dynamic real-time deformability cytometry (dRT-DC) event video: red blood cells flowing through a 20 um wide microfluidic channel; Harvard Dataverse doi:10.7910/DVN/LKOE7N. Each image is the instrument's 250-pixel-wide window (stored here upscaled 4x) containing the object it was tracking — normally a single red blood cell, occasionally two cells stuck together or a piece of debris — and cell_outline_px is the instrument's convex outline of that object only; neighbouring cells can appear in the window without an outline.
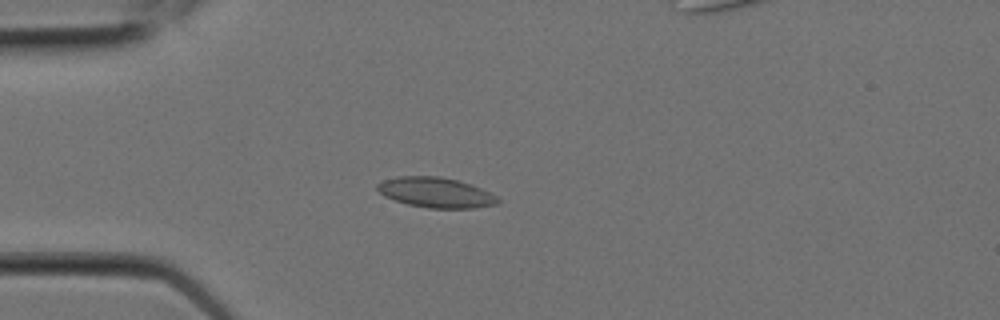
{"species": "Egyptian fruit bat (a non-hibernating species)", "species_latin": "Rousettus aegyptiacus", "temperature_condition": "room temperature", "stored_images_in_passage": 7, "camera_frame_rate_fps": 3000, "um_per_image_px": 0.085, "animal": {"sex": "female"}, "frame": {"image": 1, "passage_image": 4, "time_ms": 1.0, "image_size_px": [1000, 320], "cell_outline_px": [[500, 204], [472, 208], [428, 208], [408, 204], [384, 196], [376, 188], [376, 184], [384, 180], [396, 176], [440, 176], [472, 184], [492, 192], [500, 200]], "centroid_in_image_um": [37.08, 16.36], "position_along_channel_um": 47.9, "area_um2": 21.33}}
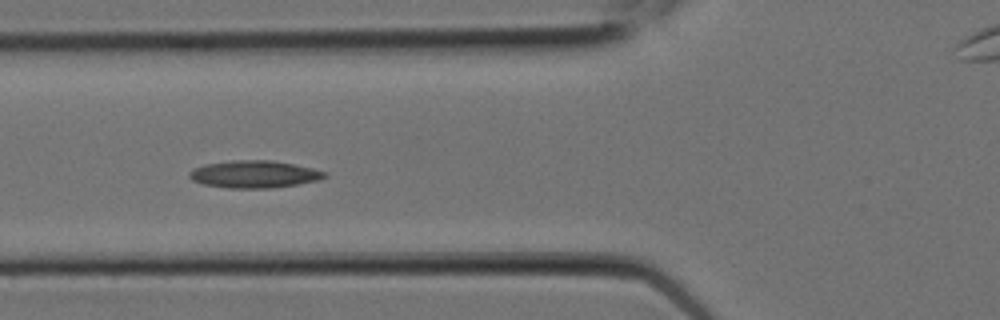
{"frame": {"image": 2, "passage_image": 6, "time_ms": 1.667, "image_size_px": [1000, 320], "cell_outline_px": [[328, 176], [320, 180], [272, 188], [228, 188], [204, 184], [192, 180], [188, 176], [188, 172], [192, 168], [204, 164], [232, 160], [272, 160], [312, 168], [328, 172]], "centroid_in_image_um": [21.6, 14.8], "position_along_channel_um": 104.2, "area_um2": 21.68}}
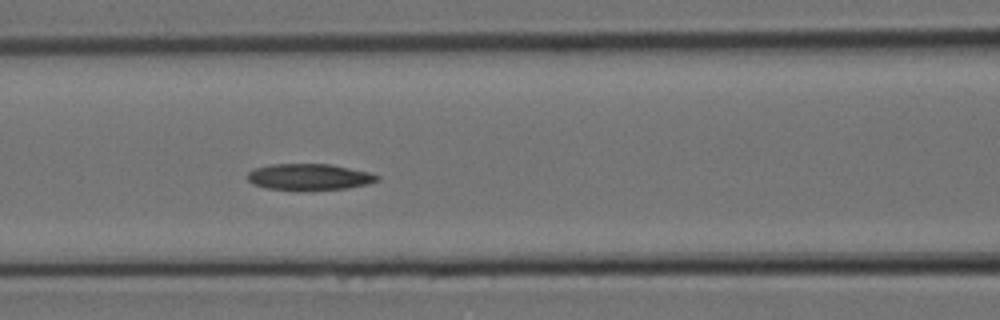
{"frame": {"image": 3, "passage_image": 7, "time_ms": 2.0, "image_size_px": [1000, 320], "cell_outline_px": [[380, 180], [368, 184], [348, 188], [268, 188], [252, 184], [248, 180], [248, 172], [252, 168], [268, 164], [332, 164], [368, 172], [380, 176]], "centroid_in_image_um": [26.28, 15.0], "position_along_channel_um": 140.3, "area_um2": 19.36}}